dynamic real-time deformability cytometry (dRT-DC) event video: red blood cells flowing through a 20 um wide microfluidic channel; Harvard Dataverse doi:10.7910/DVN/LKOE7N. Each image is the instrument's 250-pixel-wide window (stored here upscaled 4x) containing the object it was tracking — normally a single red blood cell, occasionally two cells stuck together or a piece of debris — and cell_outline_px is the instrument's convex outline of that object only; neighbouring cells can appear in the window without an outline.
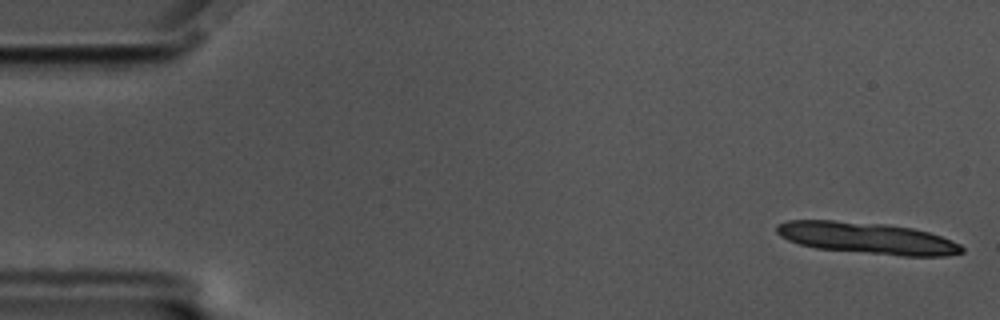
{"species": "common noctule bat (a hibernating species)", "species_latin": "Nyctalus noctula", "temperature_condition": "cold", "stored_images_in_passage": 14, "camera_frame_rate_fps": 3000, "um_per_image_px": 0.085, "animal": {"sex": "male", "body_mass_g": 17.5, "forearm_length_mm": 52.3}, "frame": {"image": 1, "passage_image": 2, "time_ms": 0.333, "image_size_px": [1000, 320], "cell_outline_px": [[964, 252], [944, 256], [900, 256], [816, 248], [800, 244], [788, 240], [780, 236], [776, 232], [776, 224], [788, 220], [832, 220], [888, 224], [912, 228], [928, 232], [952, 240], [960, 244], [964, 248]], "centroid_in_image_um": [73.7, 20.24], "position_along_channel_um": 11.3, "area_um2": 34.16}}